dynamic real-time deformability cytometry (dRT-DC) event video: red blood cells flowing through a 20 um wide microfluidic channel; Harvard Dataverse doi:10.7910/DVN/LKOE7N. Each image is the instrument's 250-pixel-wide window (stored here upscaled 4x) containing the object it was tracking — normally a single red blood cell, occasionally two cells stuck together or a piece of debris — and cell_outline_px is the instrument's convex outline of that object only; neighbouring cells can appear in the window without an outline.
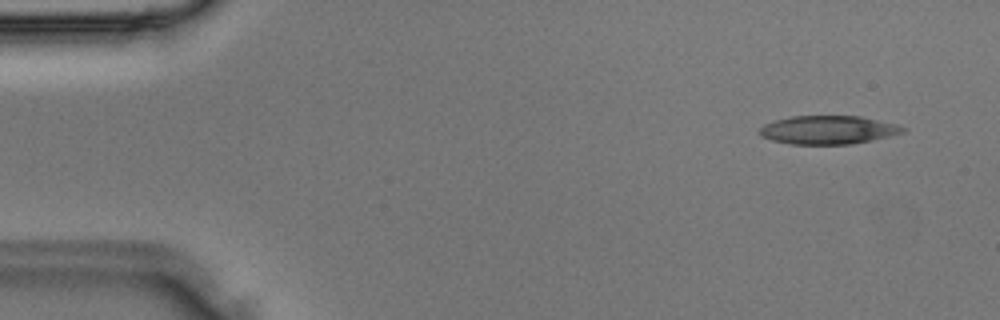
{"species": "Egyptian fruit bat (a non-hibernating species)", "species_latin": "Rousettus aegyptiacus", "temperature_condition": "room temperature", "stored_images_in_passage": 5, "camera_frame_rate_fps": 3000, "um_per_image_px": 0.085, "animal": {"sex": "male"}, "frame": {"image": 1, "passage_image": 5, "time_ms": 1.333, "image_size_px": [1000, 320], "cell_outline_px": [[908, 128], [904, 132], [872, 140], [848, 144], [792, 144], [772, 140], [760, 136], [760, 128], [764, 124], [776, 120], [792, 116], [860, 116], [896, 124]], "centroid_in_image_um": [70.4, 11.04], "position_along_channel_um": 14.6, "area_um2": 23.58}}